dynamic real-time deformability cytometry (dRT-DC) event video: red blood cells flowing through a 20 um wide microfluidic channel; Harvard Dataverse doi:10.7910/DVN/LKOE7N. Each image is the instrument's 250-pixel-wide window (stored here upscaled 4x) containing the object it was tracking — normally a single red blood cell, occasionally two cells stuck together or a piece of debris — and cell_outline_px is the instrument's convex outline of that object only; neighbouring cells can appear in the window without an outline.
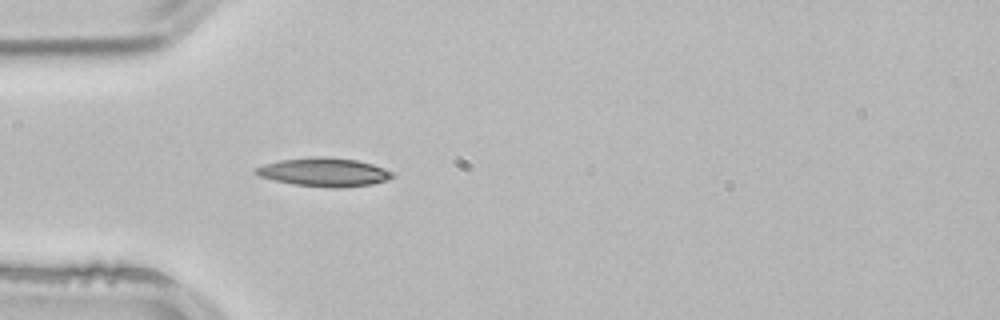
{"species": "common noctule bat (a hibernating species)", "species_latin": "Nyctalus noctula", "temperature_condition": "room temperature", "stored_images_in_passage": 3, "camera_frame_rate_fps": 3000, "um_per_image_px": 0.085, "animal": {"sex": "male", "body_mass_g": 21.5, "forearm_length_mm": 52.0}, "frame": {"image": 1, "passage_image": 3, "time_ms": 0.667, "image_size_px": [1000, 320], "cell_outline_px": [[396, 176], [388, 180], [372, 184], [344, 188], [332, 188], [292, 184], [272, 180], [260, 176], [252, 172], [256, 168], [264, 164], [280, 160], [324, 156], [356, 160], [372, 164], [384, 168], [392, 172]], "centroid_in_image_um": [27.56, 14.64], "position_along_channel_um": 57.4, "area_um2": 22.83}}